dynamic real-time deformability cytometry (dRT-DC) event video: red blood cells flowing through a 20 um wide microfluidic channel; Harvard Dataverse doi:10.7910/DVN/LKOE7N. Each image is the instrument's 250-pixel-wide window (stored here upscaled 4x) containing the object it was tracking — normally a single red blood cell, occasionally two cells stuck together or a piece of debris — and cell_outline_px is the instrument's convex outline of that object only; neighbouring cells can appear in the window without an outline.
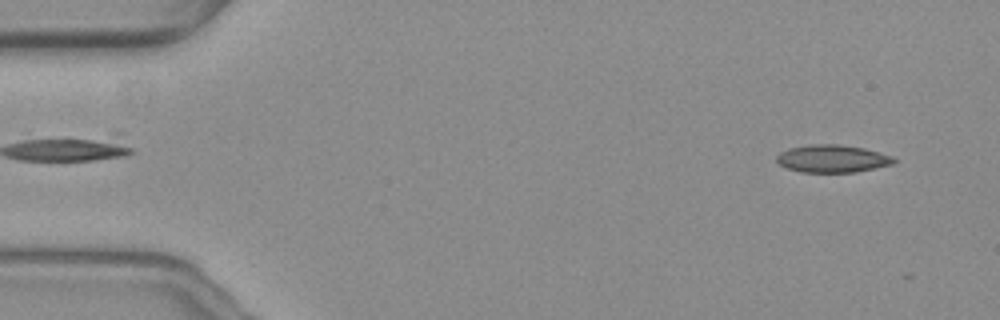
{"species": "common noctule bat (a hibernating species)", "species_latin": "Nyctalus noctula", "temperature_condition": "warm", "stored_images_in_passage": 16, "camera_frame_rate_fps": 3000, "um_per_image_px": 0.085, "animal": {"sex": "female", "body_mass_g": 19.3, "forearm_length_mm": 54.1}, "frame": {"image": 1, "passage_image": 3, "time_ms": 0.667, "image_size_px": [1000, 320], "cell_outline_px": [[896, 160], [892, 164], [856, 172], [800, 172], [788, 168], [780, 164], [776, 160], [776, 156], [780, 152], [788, 148], [812, 144], [836, 144], [864, 148], [892, 156]], "centroid_in_image_um": [70.72, 13.48], "position_along_channel_um": 14.3, "area_um2": 18.73}}
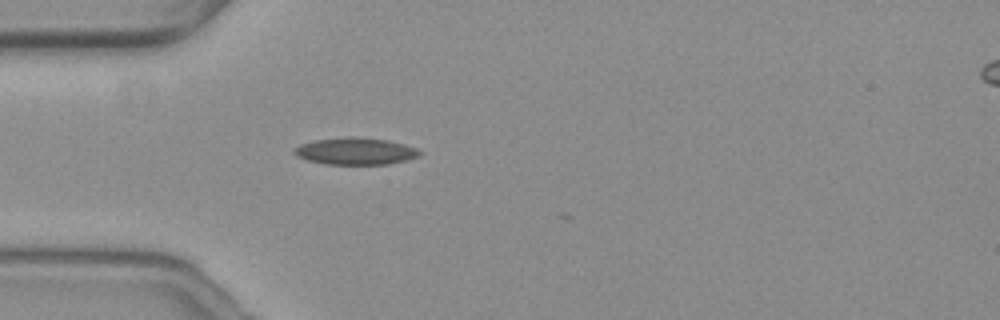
{"frame": {"image": 2, "passage_image": 15, "time_ms": 4.667, "image_size_px": [1000, 320], "cell_outline_px": [[420, 156], [388, 164], [324, 164], [308, 160], [296, 156], [292, 152], [292, 148], [300, 144], [316, 140], [352, 136], [356, 136], [388, 140], [404, 144], [416, 148], [420, 152]], "centroid_in_image_um": [30.17, 12.84], "position_along_channel_um": 54.8, "area_um2": 19.71}}